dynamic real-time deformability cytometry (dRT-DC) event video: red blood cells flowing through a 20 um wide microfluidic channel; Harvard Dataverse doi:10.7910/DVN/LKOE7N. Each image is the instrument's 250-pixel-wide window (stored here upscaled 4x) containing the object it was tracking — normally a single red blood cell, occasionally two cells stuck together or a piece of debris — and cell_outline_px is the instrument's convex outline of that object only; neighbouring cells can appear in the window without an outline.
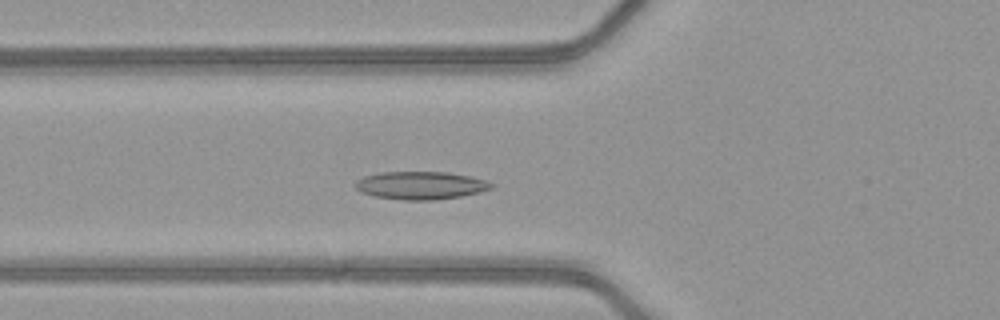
{"species": "common noctule bat (a hibernating species)", "species_latin": "Nyctalus noctula", "temperature_condition": "warm", "stored_images_in_passage": 43, "camera_frame_rate_fps": 3000, "um_per_image_px": 0.085, "animal": {"sex": "female", "body_mass_g": 21.9}, "frame": {"image": 1, "passage_image": 12, "time_ms": 3.667, "image_size_px": [1000, 320], "cell_outline_px": [[496, 184], [492, 188], [480, 192], [460, 196], [436, 200], [404, 200], [376, 196], [360, 192], [356, 188], [356, 180], [364, 176], [384, 172], [448, 172], [472, 176], [488, 180]], "centroid_in_image_um": [35.82, 15.75], "position_along_channel_um": 90.0, "area_um2": 22.2}}
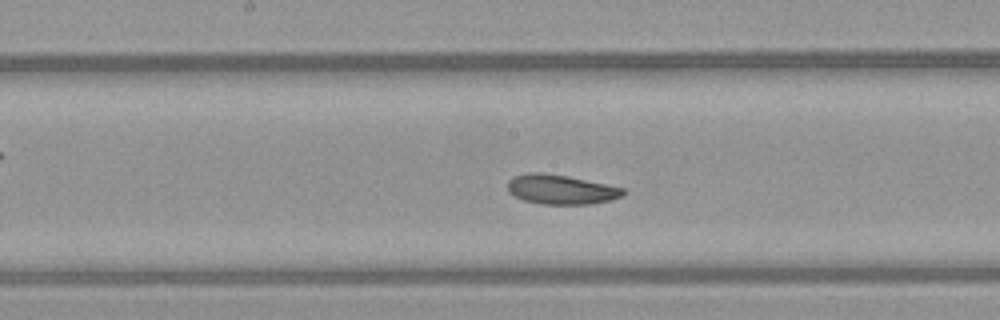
{"frame": {"image": 2, "passage_image": 20, "time_ms": 6.333, "image_size_px": [1000, 320], "cell_outline_px": [[624, 196], [612, 200], [592, 204], [540, 204], [524, 200], [508, 192], [508, 180], [512, 176], [528, 172], [540, 172], [568, 176], [624, 188]], "centroid_in_image_um": [47.67, 16.1], "position_along_channel_um": 200.5, "area_um2": 20.0}}
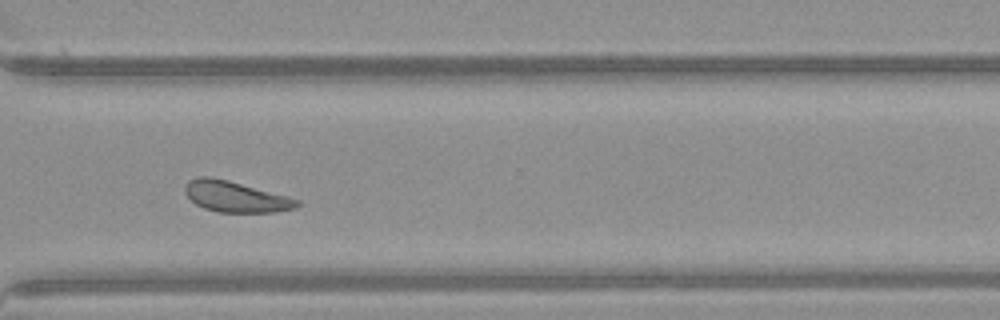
{"frame": {"image": 3, "passage_image": 31, "time_ms": 10.0, "image_size_px": [1000, 320], "cell_outline_px": [[300, 204], [296, 208], [272, 212], [216, 212], [204, 208], [196, 204], [184, 192], [184, 188], [188, 180], [200, 176], [212, 176], [228, 180], [288, 196], [300, 200]], "centroid_in_image_um": [20.01, 16.71], "position_along_channel_um": 350.6, "area_um2": 20.17}, "authors_computed_cell_mechanics": {"area_um2": 20.808, "velocity_mm_per_s": 4.1094, "shape_relaxation_time_tau1_ms": 3.6335, "shape_relaxation_time_tau2_ms": null, "deformation_change_tau1": 0.0889, "deformation_change_tau2": null}}